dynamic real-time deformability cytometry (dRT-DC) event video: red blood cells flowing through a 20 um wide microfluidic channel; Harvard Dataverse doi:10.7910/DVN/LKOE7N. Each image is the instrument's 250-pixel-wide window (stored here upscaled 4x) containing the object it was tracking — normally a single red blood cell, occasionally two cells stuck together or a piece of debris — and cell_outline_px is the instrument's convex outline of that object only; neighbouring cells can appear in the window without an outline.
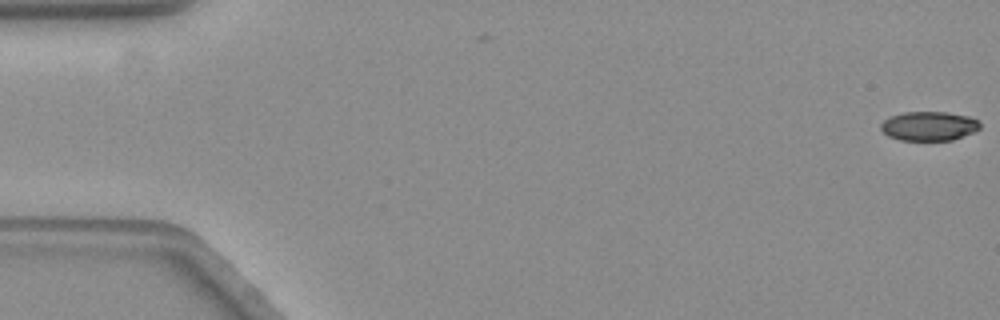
{"species": "common noctule bat (a hibernating species)", "species_latin": "Nyctalus noctula", "temperature_condition": "warm", "stored_images_in_passage": 59, "camera_frame_rate_fps": 3000, "um_per_image_px": 0.085, "animal": {"sex": "female", "body_mass_g": 19.3, "forearm_length_mm": 54.1}, "frame": {"image": 1, "passage_image": 1, "time_ms": 0.0, "image_size_px": [1000, 320], "cell_outline_px": [[980, 128], [972, 132], [952, 140], [900, 140], [888, 136], [880, 128], [880, 124], [884, 120], [892, 116], [904, 112], [944, 112], [968, 116], [976, 120], [980, 124]], "centroid_in_image_um": [78.93, 10.71], "position_along_channel_um": 6.1, "area_um2": 16.65}}
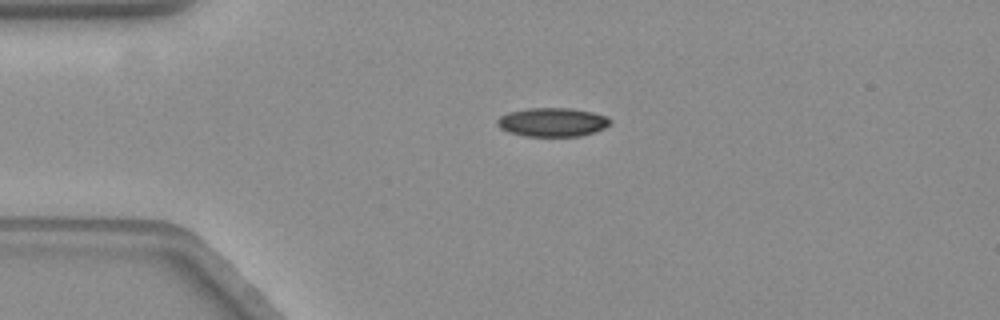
{"frame": {"image": 2, "passage_image": 14, "time_ms": 4.333, "image_size_px": [1000, 320], "cell_outline_px": [[612, 120], [608, 124], [592, 132], [580, 136], [524, 136], [508, 132], [500, 128], [496, 124], [496, 120], [500, 116], [508, 112], [528, 108], [568, 108], [592, 112], [608, 116]], "centroid_in_image_um": [46.89, 10.38], "position_along_channel_um": 38.1, "area_um2": 18.84}, "authors_computed_cell_mechanics": {"area_um2": 18.8428, "velocity_mm_per_s": 3.5491, "shape_relaxation_time_tau1_ms": null, "shape_relaxation_time_tau2_ms": 4.5712, "deformation_change_tau1": null, "deformation_change_tau2": 0.101}}